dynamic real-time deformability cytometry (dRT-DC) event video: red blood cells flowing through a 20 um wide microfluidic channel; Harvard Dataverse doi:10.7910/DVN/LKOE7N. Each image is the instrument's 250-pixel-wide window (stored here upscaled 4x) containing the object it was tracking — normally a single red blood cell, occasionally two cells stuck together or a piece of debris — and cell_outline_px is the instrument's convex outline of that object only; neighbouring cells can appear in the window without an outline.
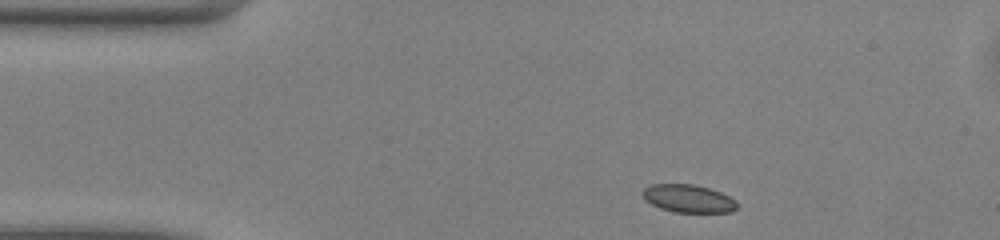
{"species": "common noctule bat (a hibernating species)", "species_latin": "Nyctalus noctula", "temperature_condition": "warm", "stored_images_in_passage": 42, "camera_frame_rate_fps": 3000, "um_per_image_px": 0.085, "animal": {"sex": "male", "body_mass_g": 13.0, "forearm_length_mm": 53.1}, "frame": {"image": 1, "passage_image": 1, "time_ms": 0.0, "image_size_px": [1000, 240], "cell_outline_px": [[736, 208], [732, 212], [672, 212], [660, 208], [644, 200], [640, 192], [644, 188], [652, 184], [692, 184], [708, 188], [720, 192], [736, 200]], "centroid_in_image_um": [58.46, 16.88], "position_along_channel_um": 26.5, "area_um2": 15.37}}
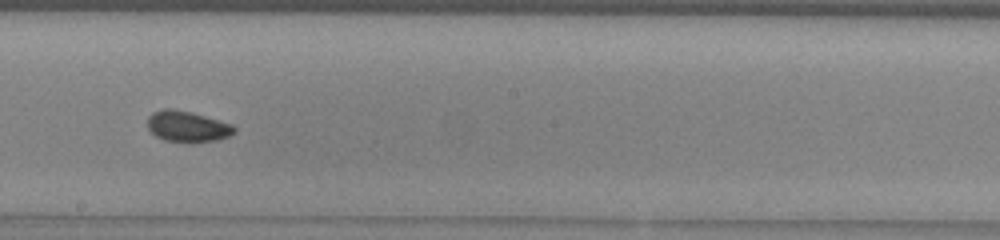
{"frame": {"image": 2, "passage_image": 20, "time_ms": 6.333, "image_size_px": [1000, 240], "cell_outline_px": [[236, 132], [228, 136], [216, 140], [192, 144], [164, 140], [156, 136], [148, 128], [148, 116], [152, 112], [164, 108], [172, 108], [192, 112], [232, 124], [236, 128]], "centroid_in_image_um": [15.93, 10.76], "position_along_channel_um": 232.3, "area_um2": 15.95}}
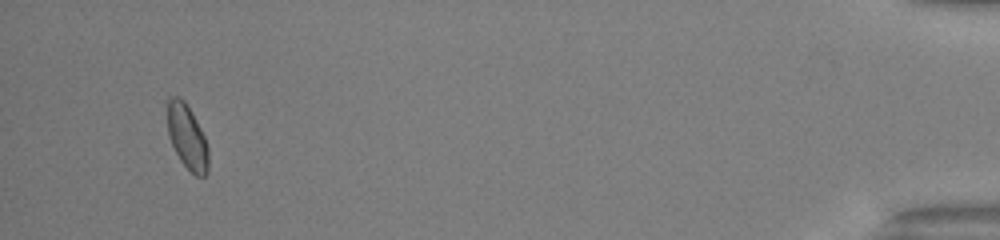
{"frame": {"image": 3, "passage_image": 40, "time_ms": 13.0, "image_size_px": [1000, 240], "cell_outline_px": [[208, 172], [204, 176], [196, 176], [180, 160], [168, 136], [168, 100], [172, 96], [180, 96], [184, 100], [192, 112], [208, 144]], "centroid_in_image_um": [15.92, 11.63], "position_along_channel_um": 419.3, "area_um2": 15.32}, "authors_computed_cell_mechanics": {"area_um2": 15.4326, "velocity_mm_per_s": 4.1015, "shape_relaxation_time_tau1_ms": 3.1417, "shape_relaxation_time_tau2_ms": 2.8461, "deformation_change_tau1": 0.0634, "deformation_change_tau2": 0.0488}}